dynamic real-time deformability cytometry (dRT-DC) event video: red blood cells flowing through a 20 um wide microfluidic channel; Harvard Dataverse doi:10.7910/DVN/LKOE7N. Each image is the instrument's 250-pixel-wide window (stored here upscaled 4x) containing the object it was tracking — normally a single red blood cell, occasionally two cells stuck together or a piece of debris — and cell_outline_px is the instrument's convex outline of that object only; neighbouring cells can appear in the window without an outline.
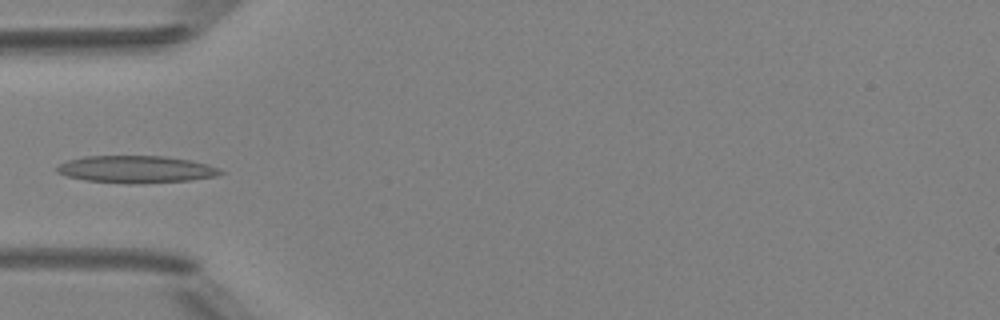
{"species": "Egyptian fruit bat (a non-hibernating species)", "species_latin": "Rousettus aegyptiacus", "temperature_condition": "room temperature", "stored_images_in_passage": 5, "camera_frame_rate_fps": 3000, "um_per_image_px": 0.085, "animal": {"sex": "female"}, "frame": {"image": 1, "passage_image": 4, "time_ms": 3.667, "image_size_px": [1000, 320], "cell_outline_px": [[224, 172], [216, 176], [192, 180], [128, 184], [84, 180], [68, 176], [56, 172], [56, 164], [68, 160], [84, 156], [164, 156], [192, 160], [208, 164]], "centroid_in_image_um": [11.53, 14.39], "position_along_channel_um": 73.5, "area_um2": 26.01}}
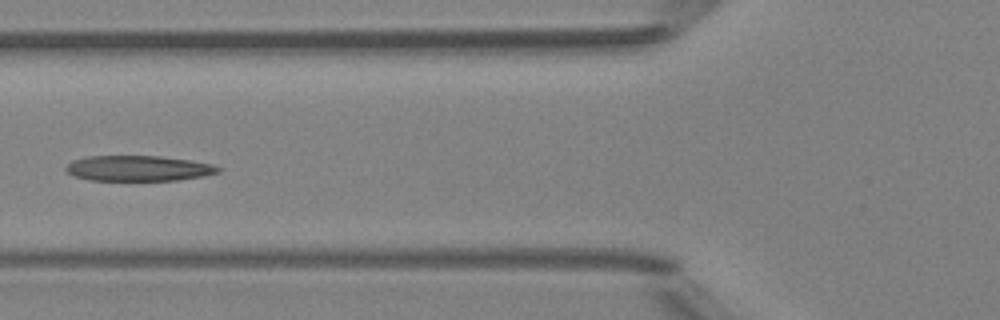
{"frame": {"image": 2, "passage_image": 5, "time_ms": 4.667, "image_size_px": [1000, 320], "cell_outline_px": [[224, 168], [220, 172], [204, 176], [176, 180], [88, 180], [76, 176], [68, 172], [64, 168], [72, 160], [88, 156], [160, 156], [192, 160], [212, 164]], "centroid_in_image_um": [11.81, 14.3], "position_along_channel_um": 114.0, "area_um2": 22.66}}